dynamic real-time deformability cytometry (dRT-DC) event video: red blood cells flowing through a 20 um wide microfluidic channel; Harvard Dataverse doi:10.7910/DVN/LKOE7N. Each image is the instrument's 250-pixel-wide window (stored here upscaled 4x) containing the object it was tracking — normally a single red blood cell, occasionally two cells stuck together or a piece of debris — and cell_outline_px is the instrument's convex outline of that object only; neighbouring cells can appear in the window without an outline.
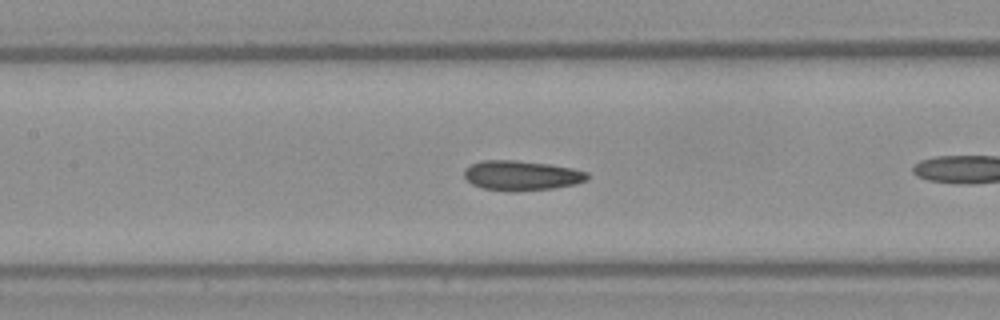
{"species": "Egyptian fruit bat (a non-hibernating species)", "species_latin": "Rousettus aegyptiacus", "temperature_condition": "warm", "stored_images_in_passage": 17, "camera_frame_rate_fps": 3000, "um_per_image_px": 0.085, "frame": {"image": 1, "passage_image": 8, "time_ms": 2.333, "image_size_px": [1000, 320], "cell_outline_px": [[592, 176], [588, 180], [576, 184], [552, 188], [516, 192], [512, 192], [484, 188], [472, 184], [464, 176], [464, 168], [480, 160], [512, 160], [548, 164], [572, 168], [588, 172]], "centroid_in_image_um": [44.36, 14.92], "position_along_channel_um": 163.0, "area_um2": 21.56}}